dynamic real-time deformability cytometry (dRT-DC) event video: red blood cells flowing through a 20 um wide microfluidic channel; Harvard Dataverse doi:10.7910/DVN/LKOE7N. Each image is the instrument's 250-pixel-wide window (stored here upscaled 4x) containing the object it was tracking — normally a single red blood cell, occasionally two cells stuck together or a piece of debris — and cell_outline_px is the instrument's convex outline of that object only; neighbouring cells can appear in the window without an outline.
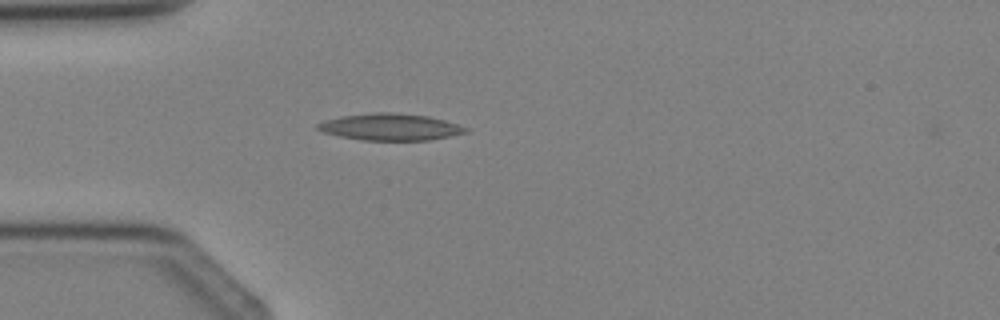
{"species": "Egyptian fruit bat (a non-hibernating species)", "species_latin": "Rousettus aegyptiacus", "temperature_condition": "cold", "stored_images_in_passage": 4, "camera_frame_rate_fps": 3000, "um_per_image_px": 0.085, "animal": {"sex": "female"}, "frame": {"image": 1, "passage_image": 4, "time_ms": 3.667, "image_size_px": [1000, 320], "cell_outline_px": [[468, 132], [428, 140], [364, 140], [340, 136], [324, 132], [316, 128], [316, 124], [324, 120], [340, 116], [372, 112], [396, 112], [428, 116], [444, 120], [468, 128]], "centroid_in_image_um": [33.14, 10.78], "position_along_channel_um": 51.9, "area_um2": 23.0}}